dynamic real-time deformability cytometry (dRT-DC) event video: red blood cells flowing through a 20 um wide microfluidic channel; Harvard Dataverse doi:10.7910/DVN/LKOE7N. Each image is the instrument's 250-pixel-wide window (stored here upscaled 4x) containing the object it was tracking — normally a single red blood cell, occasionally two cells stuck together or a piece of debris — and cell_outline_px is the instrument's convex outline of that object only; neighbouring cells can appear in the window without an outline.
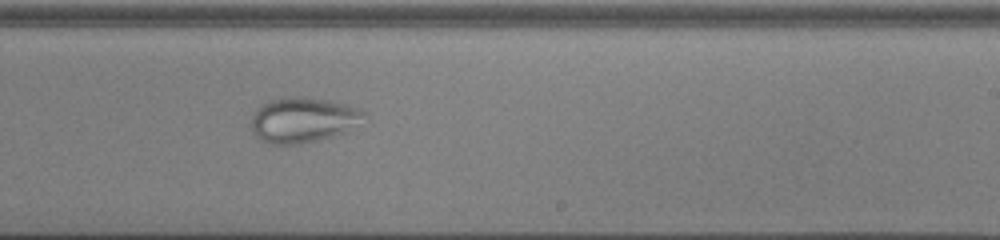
{"species": "common noctule bat (a hibernating species)", "species_latin": "Nyctalus noctula", "temperature_condition": "cold", "stored_images_in_passage": 54, "camera_frame_rate_fps": 3000, "um_per_image_px": 0.085, "animal": {"sex": "male", "body_mass_g": 13.0, "forearm_length_mm": 53.1}, "frame": {"image": 1, "passage_image": 34, "time_ms": 11.0, "image_size_px": [1000, 240], "cell_outline_px": [[364, 112], [344, 132], [332, 136], [300, 144], [272, 144], [256, 136], [252, 132], [252, 116], [256, 108], [260, 104], [268, 100], [284, 96], [300, 96], [332, 100], [356, 108]], "centroid_in_image_um": [25.62, 10.16], "position_along_channel_um": 263.4, "area_um2": 29.13}}
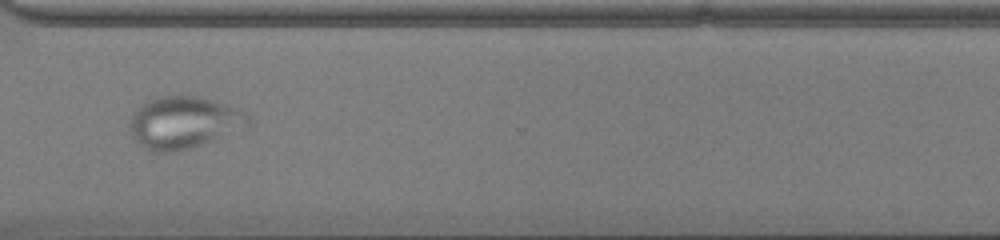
{"frame": {"image": 2, "passage_image": 41, "time_ms": 13.333, "image_size_px": [1000, 240], "cell_outline_px": [[248, 124], [212, 140], [188, 148], [172, 152], [152, 152], [144, 148], [132, 136], [128, 124], [132, 116], [140, 104], [148, 100], [160, 96], [196, 96], [240, 108], [248, 116]], "centroid_in_image_um": [15.54, 10.4], "position_along_channel_um": 355.1, "area_um2": 35.26}}